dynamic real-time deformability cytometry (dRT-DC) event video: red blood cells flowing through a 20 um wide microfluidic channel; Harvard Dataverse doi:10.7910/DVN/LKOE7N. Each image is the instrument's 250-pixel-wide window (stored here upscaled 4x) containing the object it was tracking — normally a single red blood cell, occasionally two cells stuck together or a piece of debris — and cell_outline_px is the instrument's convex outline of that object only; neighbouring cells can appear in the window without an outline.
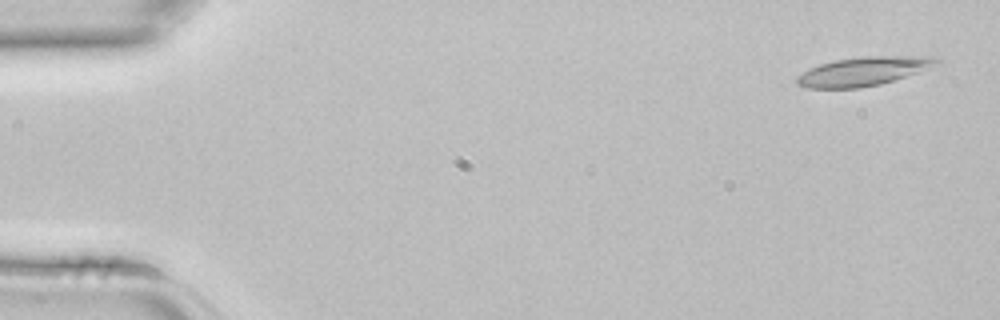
{"species": "common noctule bat (a hibernating species)", "species_latin": "Nyctalus noctula", "temperature_condition": "room temperature", "stored_images_in_passage": 3, "camera_frame_rate_fps": 3000, "um_per_image_px": 0.085, "animal": {"sex": "female", "body_mass_g": 22.7, "forearm_length_mm": 54.2}, "frame": {"image": 1, "passage_image": 1, "time_ms": 0.0, "image_size_px": [1000, 320], "cell_outline_px": [[940, 64], [880, 84], [860, 88], [804, 88], [796, 84], [796, 76], [820, 64], [836, 60], [864, 56], [932, 56], [940, 60]], "centroid_in_image_um": [73.37, 6.06], "position_along_channel_um": 11.6, "area_um2": 23.18}}
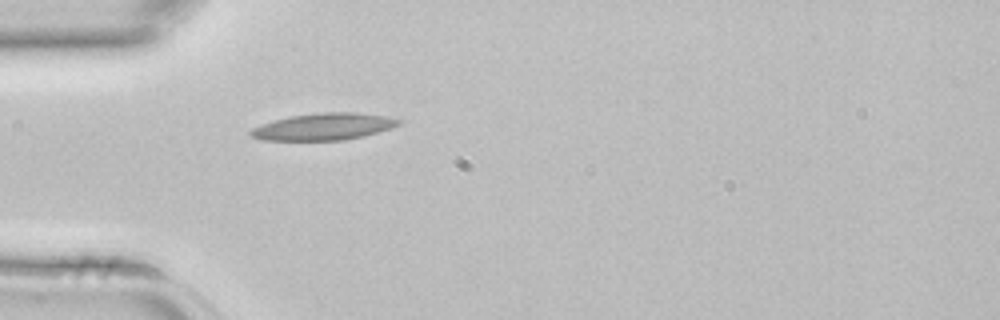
{"frame": {"image": 2, "passage_image": 3, "time_ms": 0.667, "image_size_px": [1000, 320], "cell_outline_px": [[404, 120], [400, 124], [392, 128], [364, 136], [344, 140], [264, 140], [248, 136], [248, 132], [252, 128], [260, 124], [292, 116], [320, 112], [356, 112], [388, 116]], "centroid_in_image_um": [27.54, 10.76], "position_along_channel_um": 57.5, "area_um2": 23.35}}